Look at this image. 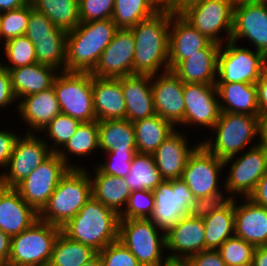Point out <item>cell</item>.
I'll return each mask as SVG.
<instances>
[{
    "instance_id": "cell-21",
    "label": "cell",
    "mask_w": 267,
    "mask_h": 266,
    "mask_svg": "<svg viewBox=\"0 0 267 266\" xmlns=\"http://www.w3.org/2000/svg\"><path fill=\"white\" fill-rule=\"evenodd\" d=\"M188 140L183 130L176 128L152 154L164 180L182 177L189 155L200 144L199 140L192 146Z\"/></svg>"
},
{
    "instance_id": "cell-48",
    "label": "cell",
    "mask_w": 267,
    "mask_h": 266,
    "mask_svg": "<svg viewBox=\"0 0 267 266\" xmlns=\"http://www.w3.org/2000/svg\"><path fill=\"white\" fill-rule=\"evenodd\" d=\"M103 266H142L119 240L108 244L99 253Z\"/></svg>"
},
{
    "instance_id": "cell-50",
    "label": "cell",
    "mask_w": 267,
    "mask_h": 266,
    "mask_svg": "<svg viewBox=\"0 0 267 266\" xmlns=\"http://www.w3.org/2000/svg\"><path fill=\"white\" fill-rule=\"evenodd\" d=\"M231 200L232 198L227 194L225 189H223L222 192L195 199L194 206L192 207L190 214L193 217L203 219L209 216L212 212L220 211Z\"/></svg>"
},
{
    "instance_id": "cell-6",
    "label": "cell",
    "mask_w": 267,
    "mask_h": 266,
    "mask_svg": "<svg viewBox=\"0 0 267 266\" xmlns=\"http://www.w3.org/2000/svg\"><path fill=\"white\" fill-rule=\"evenodd\" d=\"M118 240L130 250L142 266L171 264L165 253V231L150 219L119 220Z\"/></svg>"
},
{
    "instance_id": "cell-16",
    "label": "cell",
    "mask_w": 267,
    "mask_h": 266,
    "mask_svg": "<svg viewBox=\"0 0 267 266\" xmlns=\"http://www.w3.org/2000/svg\"><path fill=\"white\" fill-rule=\"evenodd\" d=\"M241 39L267 57V1H235L230 40L238 43Z\"/></svg>"
},
{
    "instance_id": "cell-7",
    "label": "cell",
    "mask_w": 267,
    "mask_h": 266,
    "mask_svg": "<svg viewBox=\"0 0 267 266\" xmlns=\"http://www.w3.org/2000/svg\"><path fill=\"white\" fill-rule=\"evenodd\" d=\"M61 227L37 220L31 227L11 237L5 266H48Z\"/></svg>"
},
{
    "instance_id": "cell-11",
    "label": "cell",
    "mask_w": 267,
    "mask_h": 266,
    "mask_svg": "<svg viewBox=\"0 0 267 266\" xmlns=\"http://www.w3.org/2000/svg\"><path fill=\"white\" fill-rule=\"evenodd\" d=\"M224 166L229 167L226 179L224 178L227 194L232 199L237 195L239 199L248 198L267 172V149L258 144L245 152L225 159Z\"/></svg>"
},
{
    "instance_id": "cell-17",
    "label": "cell",
    "mask_w": 267,
    "mask_h": 266,
    "mask_svg": "<svg viewBox=\"0 0 267 266\" xmlns=\"http://www.w3.org/2000/svg\"><path fill=\"white\" fill-rule=\"evenodd\" d=\"M184 127L211 129L218 121L221 109L216 85L184 83Z\"/></svg>"
},
{
    "instance_id": "cell-35",
    "label": "cell",
    "mask_w": 267,
    "mask_h": 266,
    "mask_svg": "<svg viewBox=\"0 0 267 266\" xmlns=\"http://www.w3.org/2000/svg\"><path fill=\"white\" fill-rule=\"evenodd\" d=\"M205 250H217L227 239L235 236L234 199L220 211L203 218Z\"/></svg>"
},
{
    "instance_id": "cell-65",
    "label": "cell",
    "mask_w": 267,
    "mask_h": 266,
    "mask_svg": "<svg viewBox=\"0 0 267 266\" xmlns=\"http://www.w3.org/2000/svg\"><path fill=\"white\" fill-rule=\"evenodd\" d=\"M1 40H2V39H1V33H0V44H1V46H0V47H1V49H2V47H3V44H4V41H1ZM1 49H0V50H1Z\"/></svg>"
},
{
    "instance_id": "cell-61",
    "label": "cell",
    "mask_w": 267,
    "mask_h": 266,
    "mask_svg": "<svg viewBox=\"0 0 267 266\" xmlns=\"http://www.w3.org/2000/svg\"><path fill=\"white\" fill-rule=\"evenodd\" d=\"M81 266H103L102 260L100 258V255L97 254L94 258L86 262L85 264Z\"/></svg>"
},
{
    "instance_id": "cell-19",
    "label": "cell",
    "mask_w": 267,
    "mask_h": 266,
    "mask_svg": "<svg viewBox=\"0 0 267 266\" xmlns=\"http://www.w3.org/2000/svg\"><path fill=\"white\" fill-rule=\"evenodd\" d=\"M183 87L184 83L170 70L151 76V89L156 114L169 121L175 128L180 129L182 126L184 127Z\"/></svg>"
},
{
    "instance_id": "cell-66",
    "label": "cell",
    "mask_w": 267,
    "mask_h": 266,
    "mask_svg": "<svg viewBox=\"0 0 267 266\" xmlns=\"http://www.w3.org/2000/svg\"><path fill=\"white\" fill-rule=\"evenodd\" d=\"M168 266H180L178 263H171L170 265Z\"/></svg>"
},
{
    "instance_id": "cell-27",
    "label": "cell",
    "mask_w": 267,
    "mask_h": 266,
    "mask_svg": "<svg viewBox=\"0 0 267 266\" xmlns=\"http://www.w3.org/2000/svg\"><path fill=\"white\" fill-rule=\"evenodd\" d=\"M92 93L97 121L126 119V102L121 87V78L93 76Z\"/></svg>"
},
{
    "instance_id": "cell-30",
    "label": "cell",
    "mask_w": 267,
    "mask_h": 266,
    "mask_svg": "<svg viewBox=\"0 0 267 266\" xmlns=\"http://www.w3.org/2000/svg\"><path fill=\"white\" fill-rule=\"evenodd\" d=\"M58 72L55 68L38 62L10 69L12 88L17 101L27 95L51 88Z\"/></svg>"
},
{
    "instance_id": "cell-59",
    "label": "cell",
    "mask_w": 267,
    "mask_h": 266,
    "mask_svg": "<svg viewBox=\"0 0 267 266\" xmlns=\"http://www.w3.org/2000/svg\"><path fill=\"white\" fill-rule=\"evenodd\" d=\"M258 144L267 149V115L259 116Z\"/></svg>"
},
{
    "instance_id": "cell-42",
    "label": "cell",
    "mask_w": 267,
    "mask_h": 266,
    "mask_svg": "<svg viewBox=\"0 0 267 266\" xmlns=\"http://www.w3.org/2000/svg\"><path fill=\"white\" fill-rule=\"evenodd\" d=\"M80 123L79 120L60 113L48 123L40 134L43 133L42 135L45 136L43 140L48 144L51 152L57 153L74 135Z\"/></svg>"
},
{
    "instance_id": "cell-40",
    "label": "cell",
    "mask_w": 267,
    "mask_h": 266,
    "mask_svg": "<svg viewBox=\"0 0 267 266\" xmlns=\"http://www.w3.org/2000/svg\"><path fill=\"white\" fill-rule=\"evenodd\" d=\"M32 43L39 64L65 71L67 37L35 38Z\"/></svg>"
},
{
    "instance_id": "cell-8",
    "label": "cell",
    "mask_w": 267,
    "mask_h": 266,
    "mask_svg": "<svg viewBox=\"0 0 267 266\" xmlns=\"http://www.w3.org/2000/svg\"><path fill=\"white\" fill-rule=\"evenodd\" d=\"M234 4V0H193L178 12L209 40L222 45L231 39Z\"/></svg>"
},
{
    "instance_id": "cell-52",
    "label": "cell",
    "mask_w": 267,
    "mask_h": 266,
    "mask_svg": "<svg viewBox=\"0 0 267 266\" xmlns=\"http://www.w3.org/2000/svg\"><path fill=\"white\" fill-rule=\"evenodd\" d=\"M192 266H227L218 250L206 249L187 260Z\"/></svg>"
},
{
    "instance_id": "cell-63",
    "label": "cell",
    "mask_w": 267,
    "mask_h": 266,
    "mask_svg": "<svg viewBox=\"0 0 267 266\" xmlns=\"http://www.w3.org/2000/svg\"><path fill=\"white\" fill-rule=\"evenodd\" d=\"M180 266H192L187 260L186 261H183V262H180L178 263Z\"/></svg>"
},
{
    "instance_id": "cell-37",
    "label": "cell",
    "mask_w": 267,
    "mask_h": 266,
    "mask_svg": "<svg viewBox=\"0 0 267 266\" xmlns=\"http://www.w3.org/2000/svg\"><path fill=\"white\" fill-rule=\"evenodd\" d=\"M131 191H153L164 180L152 154L136 153L133 156L130 172L124 178Z\"/></svg>"
},
{
    "instance_id": "cell-43",
    "label": "cell",
    "mask_w": 267,
    "mask_h": 266,
    "mask_svg": "<svg viewBox=\"0 0 267 266\" xmlns=\"http://www.w3.org/2000/svg\"><path fill=\"white\" fill-rule=\"evenodd\" d=\"M255 247L241 238L227 239L217 250L227 266H251Z\"/></svg>"
},
{
    "instance_id": "cell-67",
    "label": "cell",
    "mask_w": 267,
    "mask_h": 266,
    "mask_svg": "<svg viewBox=\"0 0 267 266\" xmlns=\"http://www.w3.org/2000/svg\"><path fill=\"white\" fill-rule=\"evenodd\" d=\"M4 186L2 185L1 181H0V190L3 188Z\"/></svg>"
},
{
    "instance_id": "cell-34",
    "label": "cell",
    "mask_w": 267,
    "mask_h": 266,
    "mask_svg": "<svg viewBox=\"0 0 267 266\" xmlns=\"http://www.w3.org/2000/svg\"><path fill=\"white\" fill-rule=\"evenodd\" d=\"M137 153L153 154L176 128L158 114L133 122Z\"/></svg>"
},
{
    "instance_id": "cell-1",
    "label": "cell",
    "mask_w": 267,
    "mask_h": 266,
    "mask_svg": "<svg viewBox=\"0 0 267 266\" xmlns=\"http://www.w3.org/2000/svg\"><path fill=\"white\" fill-rule=\"evenodd\" d=\"M173 12L160 10L130 28L135 41L133 74L152 76L169 71V29Z\"/></svg>"
},
{
    "instance_id": "cell-10",
    "label": "cell",
    "mask_w": 267,
    "mask_h": 266,
    "mask_svg": "<svg viewBox=\"0 0 267 266\" xmlns=\"http://www.w3.org/2000/svg\"><path fill=\"white\" fill-rule=\"evenodd\" d=\"M232 40L220 45L216 83H255L267 69V57Z\"/></svg>"
},
{
    "instance_id": "cell-39",
    "label": "cell",
    "mask_w": 267,
    "mask_h": 266,
    "mask_svg": "<svg viewBox=\"0 0 267 266\" xmlns=\"http://www.w3.org/2000/svg\"><path fill=\"white\" fill-rule=\"evenodd\" d=\"M158 11L151 0H115L111 19L119 29H130Z\"/></svg>"
},
{
    "instance_id": "cell-3",
    "label": "cell",
    "mask_w": 267,
    "mask_h": 266,
    "mask_svg": "<svg viewBox=\"0 0 267 266\" xmlns=\"http://www.w3.org/2000/svg\"><path fill=\"white\" fill-rule=\"evenodd\" d=\"M118 29L111 18L80 22L67 34L65 71L91 73Z\"/></svg>"
},
{
    "instance_id": "cell-54",
    "label": "cell",
    "mask_w": 267,
    "mask_h": 266,
    "mask_svg": "<svg viewBox=\"0 0 267 266\" xmlns=\"http://www.w3.org/2000/svg\"><path fill=\"white\" fill-rule=\"evenodd\" d=\"M256 89L260 116L267 115V69L256 82Z\"/></svg>"
},
{
    "instance_id": "cell-44",
    "label": "cell",
    "mask_w": 267,
    "mask_h": 266,
    "mask_svg": "<svg viewBox=\"0 0 267 266\" xmlns=\"http://www.w3.org/2000/svg\"><path fill=\"white\" fill-rule=\"evenodd\" d=\"M30 17V2L22 8L0 13V33L2 41L24 36Z\"/></svg>"
},
{
    "instance_id": "cell-46",
    "label": "cell",
    "mask_w": 267,
    "mask_h": 266,
    "mask_svg": "<svg viewBox=\"0 0 267 266\" xmlns=\"http://www.w3.org/2000/svg\"><path fill=\"white\" fill-rule=\"evenodd\" d=\"M68 32L59 29L48 17L34 9L30 3V17L25 36L32 42L35 38L43 37H67Z\"/></svg>"
},
{
    "instance_id": "cell-4",
    "label": "cell",
    "mask_w": 267,
    "mask_h": 266,
    "mask_svg": "<svg viewBox=\"0 0 267 266\" xmlns=\"http://www.w3.org/2000/svg\"><path fill=\"white\" fill-rule=\"evenodd\" d=\"M211 130L215 132L213 138H211L213 133L211 132L210 138L207 135L208 139L203 138L200 143L217 158L225 160L240 154L247 147L249 149L258 145L256 141H259L257 140L259 137V117L221 112L218 121Z\"/></svg>"
},
{
    "instance_id": "cell-25",
    "label": "cell",
    "mask_w": 267,
    "mask_h": 266,
    "mask_svg": "<svg viewBox=\"0 0 267 266\" xmlns=\"http://www.w3.org/2000/svg\"><path fill=\"white\" fill-rule=\"evenodd\" d=\"M39 220V213L15 188L0 190V230L10 237L20 234Z\"/></svg>"
},
{
    "instance_id": "cell-57",
    "label": "cell",
    "mask_w": 267,
    "mask_h": 266,
    "mask_svg": "<svg viewBox=\"0 0 267 266\" xmlns=\"http://www.w3.org/2000/svg\"><path fill=\"white\" fill-rule=\"evenodd\" d=\"M252 266H267V246L255 247Z\"/></svg>"
},
{
    "instance_id": "cell-41",
    "label": "cell",
    "mask_w": 267,
    "mask_h": 266,
    "mask_svg": "<svg viewBox=\"0 0 267 266\" xmlns=\"http://www.w3.org/2000/svg\"><path fill=\"white\" fill-rule=\"evenodd\" d=\"M2 48L3 52L0 50V53L4 55H0L1 57L5 56L4 60L6 59V61H3V67L8 71L13 68L28 66L37 62L35 47L25 35L7 40L4 42Z\"/></svg>"
},
{
    "instance_id": "cell-33",
    "label": "cell",
    "mask_w": 267,
    "mask_h": 266,
    "mask_svg": "<svg viewBox=\"0 0 267 266\" xmlns=\"http://www.w3.org/2000/svg\"><path fill=\"white\" fill-rule=\"evenodd\" d=\"M98 137L102 154L108 151L137 152L133 123L127 119L99 120Z\"/></svg>"
},
{
    "instance_id": "cell-31",
    "label": "cell",
    "mask_w": 267,
    "mask_h": 266,
    "mask_svg": "<svg viewBox=\"0 0 267 266\" xmlns=\"http://www.w3.org/2000/svg\"><path fill=\"white\" fill-rule=\"evenodd\" d=\"M221 112L260 116L255 83H216Z\"/></svg>"
},
{
    "instance_id": "cell-62",
    "label": "cell",
    "mask_w": 267,
    "mask_h": 266,
    "mask_svg": "<svg viewBox=\"0 0 267 266\" xmlns=\"http://www.w3.org/2000/svg\"><path fill=\"white\" fill-rule=\"evenodd\" d=\"M193 0H175V12L179 11L186 3Z\"/></svg>"
},
{
    "instance_id": "cell-9",
    "label": "cell",
    "mask_w": 267,
    "mask_h": 266,
    "mask_svg": "<svg viewBox=\"0 0 267 266\" xmlns=\"http://www.w3.org/2000/svg\"><path fill=\"white\" fill-rule=\"evenodd\" d=\"M92 82L93 76L88 72H58L52 86L62 114L80 122L97 121Z\"/></svg>"
},
{
    "instance_id": "cell-22",
    "label": "cell",
    "mask_w": 267,
    "mask_h": 266,
    "mask_svg": "<svg viewBox=\"0 0 267 266\" xmlns=\"http://www.w3.org/2000/svg\"><path fill=\"white\" fill-rule=\"evenodd\" d=\"M16 114L26 126V133H40L48 123L61 113L53 86L47 90L27 95L16 104Z\"/></svg>"
},
{
    "instance_id": "cell-51",
    "label": "cell",
    "mask_w": 267,
    "mask_h": 266,
    "mask_svg": "<svg viewBox=\"0 0 267 266\" xmlns=\"http://www.w3.org/2000/svg\"><path fill=\"white\" fill-rule=\"evenodd\" d=\"M10 129L0 128V169L4 171L13 152V147L19 133Z\"/></svg>"
},
{
    "instance_id": "cell-45",
    "label": "cell",
    "mask_w": 267,
    "mask_h": 266,
    "mask_svg": "<svg viewBox=\"0 0 267 266\" xmlns=\"http://www.w3.org/2000/svg\"><path fill=\"white\" fill-rule=\"evenodd\" d=\"M154 206L153 191L145 189L132 191L123 212L119 215V219H150Z\"/></svg>"
},
{
    "instance_id": "cell-15",
    "label": "cell",
    "mask_w": 267,
    "mask_h": 266,
    "mask_svg": "<svg viewBox=\"0 0 267 266\" xmlns=\"http://www.w3.org/2000/svg\"><path fill=\"white\" fill-rule=\"evenodd\" d=\"M69 169L59 155L52 152L15 189L21 198L39 213Z\"/></svg>"
},
{
    "instance_id": "cell-64",
    "label": "cell",
    "mask_w": 267,
    "mask_h": 266,
    "mask_svg": "<svg viewBox=\"0 0 267 266\" xmlns=\"http://www.w3.org/2000/svg\"><path fill=\"white\" fill-rule=\"evenodd\" d=\"M2 59H3V57L0 58V60H1V61H0V72L4 69Z\"/></svg>"
},
{
    "instance_id": "cell-56",
    "label": "cell",
    "mask_w": 267,
    "mask_h": 266,
    "mask_svg": "<svg viewBox=\"0 0 267 266\" xmlns=\"http://www.w3.org/2000/svg\"><path fill=\"white\" fill-rule=\"evenodd\" d=\"M11 237L0 230V265L8 263L10 255Z\"/></svg>"
},
{
    "instance_id": "cell-5",
    "label": "cell",
    "mask_w": 267,
    "mask_h": 266,
    "mask_svg": "<svg viewBox=\"0 0 267 266\" xmlns=\"http://www.w3.org/2000/svg\"><path fill=\"white\" fill-rule=\"evenodd\" d=\"M92 197V183L86 169H69L39 212V220L63 227Z\"/></svg>"
},
{
    "instance_id": "cell-38",
    "label": "cell",
    "mask_w": 267,
    "mask_h": 266,
    "mask_svg": "<svg viewBox=\"0 0 267 266\" xmlns=\"http://www.w3.org/2000/svg\"><path fill=\"white\" fill-rule=\"evenodd\" d=\"M97 254L93 248L70 240L60 232L55 240L48 266H81Z\"/></svg>"
},
{
    "instance_id": "cell-55",
    "label": "cell",
    "mask_w": 267,
    "mask_h": 266,
    "mask_svg": "<svg viewBox=\"0 0 267 266\" xmlns=\"http://www.w3.org/2000/svg\"><path fill=\"white\" fill-rule=\"evenodd\" d=\"M248 198L254 203L267 208V172L259 180L254 191Z\"/></svg>"
},
{
    "instance_id": "cell-2",
    "label": "cell",
    "mask_w": 267,
    "mask_h": 266,
    "mask_svg": "<svg viewBox=\"0 0 267 266\" xmlns=\"http://www.w3.org/2000/svg\"><path fill=\"white\" fill-rule=\"evenodd\" d=\"M119 215L93 196L70 219L61 232L70 240L93 248L98 253L118 240Z\"/></svg>"
},
{
    "instance_id": "cell-18",
    "label": "cell",
    "mask_w": 267,
    "mask_h": 266,
    "mask_svg": "<svg viewBox=\"0 0 267 266\" xmlns=\"http://www.w3.org/2000/svg\"><path fill=\"white\" fill-rule=\"evenodd\" d=\"M166 252L171 263L188 260L205 250V228L202 218L187 214L165 231Z\"/></svg>"
},
{
    "instance_id": "cell-13",
    "label": "cell",
    "mask_w": 267,
    "mask_h": 266,
    "mask_svg": "<svg viewBox=\"0 0 267 266\" xmlns=\"http://www.w3.org/2000/svg\"><path fill=\"white\" fill-rule=\"evenodd\" d=\"M153 194L155 206L150 220L164 231L190 214L195 202L188 185L181 178L163 180Z\"/></svg>"
},
{
    "instance_id": "cell-60",
    "label": "cell",
    "mask_w": 267,
    "mask_h": 266,
    "mask_svg": "<svg viewBox=\"0 0 267 266\" xmlns=\"http://www.w3.org/2000/svg\"><path fill=\"white\" fill-rule=\"evenodd\" d=\"M159 10H170L175 12V0H151Z\"/></svg>"
},
{
    "instance_id": "cell-26",
    "label": "cell",
    "mask_w": 267,
    "mask_h": 266,
    "mask_svg": "<svg viewBox=\"0 0 267 266\" xmlns=\"http://www.w3.org/2000/svg\"><path fill=\"white\" fill-rule=\"evenodd\" d=\"M220 44L210 42L205 48L182 60L171 71L183 83L216 85Z\"/></svg>"
},
{
    "instance_id": "cell-24",
    "label": "cell",
    "mask_w": 267,
    "mask_h": 266,
    "mask_svg": "<svg viewBox=\"0 0 267 266\" xmlns=\"http://www.w3.org/2000/svg\"><path fill=\"white\" fill-rule=\"evenodd\" d=\"M234 222L236 237L243 239L254 247L267 246L266 207L254 203L249 198H242L241 200L235 198Z\"/></svg>"
},
{
    "instance_id": "cell-28",
    "label": "cell",
    "mask_w": 267,
    "mask_h": 266,
    "mask_svg": "<svg viewBox=\"0 0 267 266\" xmlns=\"http://www.w3.org/2000/svg\"><path fill=\"white\" fill-rule=\"evenodd\" d=\"M126 102V119L135 122L156 114L151 89V76L133 74L121 77Z\"/></svg>"
},
{
    "instance_id": "cell-14",
    "label": "cell",
    "mask_w": 267,
    "mask_h": 266,
    "mask_svg": "<svg viewBox=\"0 0 267 266\" xmlns=\"http://www.w3.org/2000/svg\"><path fill=\"white\" fill-rule=\"evenodd\" d=\"M39 135L25 132L17 137L8 165L0 174L4 187L15 188L52 153Z\"/></svg>"
},
{
    "instance_id": "cell-29",
    "label": "cell",
    "mask_w": 267,
    "mask_h": 266,
    "mask_svg": "<svg viewBox=\"0 0 267 266\" xmlns=\"http://www.w3.org/2000/svg\"><path fill=\"white\" fill-rule=\"evenodd\" d=\"M85 169L91 178L92 196L120 215L132 192L125 179L104 174L96 166L93 167L92 174H90L91 171L88 167Z\"/></svg>"
},
{
    "instance_id": "cell-36",
    "label": "cell",
    "mask_w": 267,
    "mask_h": 266,
    "mask_svg": "<svg viewBox=\"0 0 267 266\" xmlns=\"http://www.w3.org/2000/svg\"><path fill=\"white\" fill-rule=\"evenodd\" d=\"M29 2L59 29L69 32L80 24L79 0H29Z\"/></svg>"
},
{
    "instance_id": "cell-23",
    "label": "cell",
    "mask_w": 267,
    "mask_h": 266,
    "mask_svg": "<svg viewBox=\"0 0 267 266\" xmlns=\"http://www.w3.org/2000/svg\"><path fill=\"white\" fill-rule=\"evenodd\" d=\"M211 40L197 30L178 11L171 15L169 29V70L182 60L198 53Z\"/></svg>"
},
{
    "instance_id": "cell-47",
    "label": "cell",
    "mask_w": 267,
    "mask_h": 266,
    "mask_svg": "<svg viewBox=\"0 0 267 266\" xmlns=\"http://www.w3.org/2000/svg\"><path fill=\"white\" fill-rule=\"evenodd\" d=\"M136 153L137 152L108 151L102 154V156L105 155L108 160L100 163L98 161L95 166L104 174L125 178L130 172L131 162Z\"/></svg>"
},
{
    "instance_id": "cell-32",
    "label": "cell",
    "mask_w": 267,
    "mask_h": 266,
    "mask_svg": "<svg viewBox=\"0 0 267 266\" xmlns=\"http://www.w3.org/2000/svg\"><path fill=\"white\" fill-rule=\"evenodd\" d=\"M100 152L98 137V122H81L74 135L66 142V144L57 152L59 157L65 162L70 169H85L86 166H79L77 161L72 163L70 156L75 158L82 157L92 158L95 152ZM94 152V154H93ZM75 156V157H74ZM76 163V164H75Z\"/></svg>"
},
{
    "instance_id": "cell-53",
    "label": "cell",
    "mask_w": 267,
    "mask_h": 266,
    "mask_svg": "<svg viewBox=\"0 0 267 266\" xmlns=\"http://www.w3.org/2000/svg\"><path fill=\"white\" fill-rule=\"evenodd\" d=\"M17 103V98L13 92L11 76L7 69L0 72V110L9 108L8 106Z\"/></svg>"
},
{
    "instance_id": "cell-20",
    "label": "cell",
    "mask_w": 267,
    "mask_h": 266,
    "mask_svg": "<svg viewBox=\"0 0 267 266\" xmlns=\"http://www.w3.org/2000/svg\"><path fill=\"white\" fill-rule=\"evenodd\" d=\"M135 41L131 29H118L112 41L103 50L92 76L121 78L133 75Z\"/></svg>"
},
{
    "instance_id": "cell-12",
    "label": "cell",
    "mask_w": 267,
    "mask_h": 266,
    "mask_svg": "<svg viewBox=\"0 0 267 266\" xmlns=\"http://www.w3.org/2000/svg\"><path fill=\"white\" fill-rule=\"evenodd\" d=\"M224 168V160L217 158L200 143L189 155L181 179L195 199L205 197L225 189L224 182H220Z\"/></svg>"
},
{
    "instance_id": "cell-58",
    "label": "cell",
    "mask_w": 267,
    "mask_h": 266,
    "mask_svg": "<svg viewBox=\"0 0 267 266\" xmlns=\"http://www.w3.org/2000/svg\"><path fill=\"white\" fill-rule=\"evenodd\" d=\"M28 3L29 0H0V13L22 8Z\"/></svg>"
},
{
    "instance_id": "cell-49",
    "label": "cell",
    "mask_w": 267,
    "mask_h": 266,
    "mask_svg": "<svg viewBox=\"0 0 267 266\" xmlns=\"http://www.w3.org/2000/svg\"><path fill=\"white\" fill-rule=\"evenodd\" d=\"M115 0H79L80 22L110 19Z\"/></svg>"
}]
</instances>
